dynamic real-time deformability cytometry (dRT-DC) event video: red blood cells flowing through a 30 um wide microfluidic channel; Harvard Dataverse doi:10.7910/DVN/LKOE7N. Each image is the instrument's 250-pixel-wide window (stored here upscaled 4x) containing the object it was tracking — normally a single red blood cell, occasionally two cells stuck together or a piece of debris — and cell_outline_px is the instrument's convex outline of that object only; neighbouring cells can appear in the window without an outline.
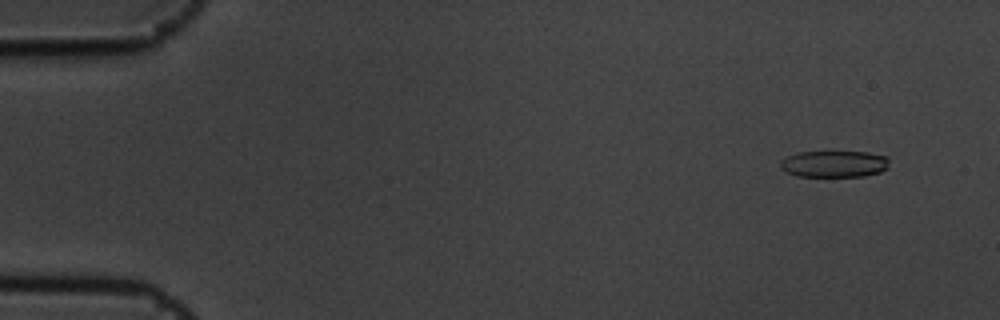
{"species": "common noctule bat (a hibernating species)", "species_latin": "Nyctalus noctula", "temperature_condition": "cold", "stored_images_in_passage": 7, "camera_frame_rate_fps": 3000, "um_per_image_px": 0.085, "animal": {"sex": "male", "body_mass_g": 19.5, "forearm_length_mm": 54.6}, "frame": {"image": 1, "passage_image": 1, "time_ms": 0.0, "image_size_px": [1000, 320], "cell_outline_px": [[888, 168], [880, 172], [864, 176], [796, 176], [784, 172], [780, 168], [780, 164], [788, 156], [796, 152], [868, 152], [888, 156]], "centroid_in_image_um": [70.91, 13.93], "position_along_channel_um": 14.1, "area_um2": 16.94}}
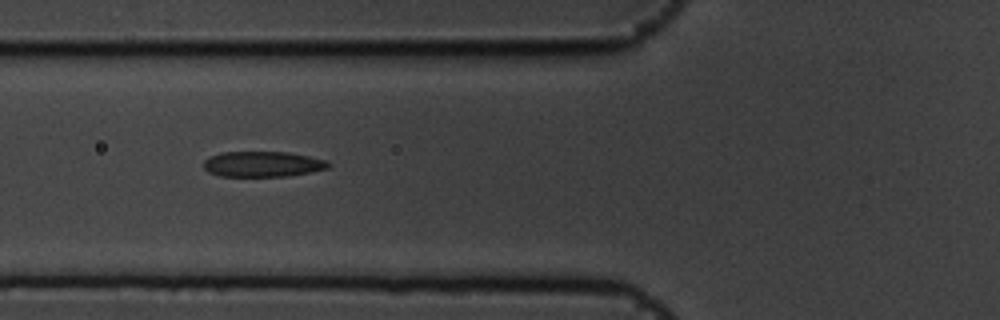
{"frame": {"image": 2, "passage_image": 6, "time_ms": 1.667, "image_size_px": [1000, 320], "cell_outline_px": [[332, 164], [328, 168], [288, 176], [220, 176], [208, 172], [204, 168], [204, 160], [212, 156], [224, 152], [288, 152], [328, 160]], "centroid_in_image_um": [22.35, 13.95], "position_along_channel_um": 103.5, "area_um2": 18.44}}
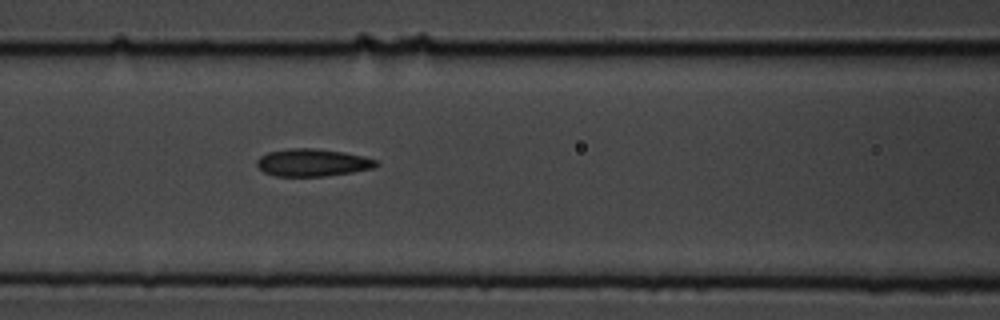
{"frame": {"image": 3, "passage_image": 7, "time_ms": 2.0, "image_size_px": [1000, 320], "cell_outline_px": [[380, 164], [372, 168], [352, 172], [324, 176], [276, 176], [264, 172], [256, 164], [256, 160], [260, 156], [268, 152], [288, 148], [316, 148], [344, 152], [364, 156], [376, 160]], "centroid_in_image_um": [26.56, 13.81], "position_along_channel_um": 140.0, "area_um2": 19.13}}